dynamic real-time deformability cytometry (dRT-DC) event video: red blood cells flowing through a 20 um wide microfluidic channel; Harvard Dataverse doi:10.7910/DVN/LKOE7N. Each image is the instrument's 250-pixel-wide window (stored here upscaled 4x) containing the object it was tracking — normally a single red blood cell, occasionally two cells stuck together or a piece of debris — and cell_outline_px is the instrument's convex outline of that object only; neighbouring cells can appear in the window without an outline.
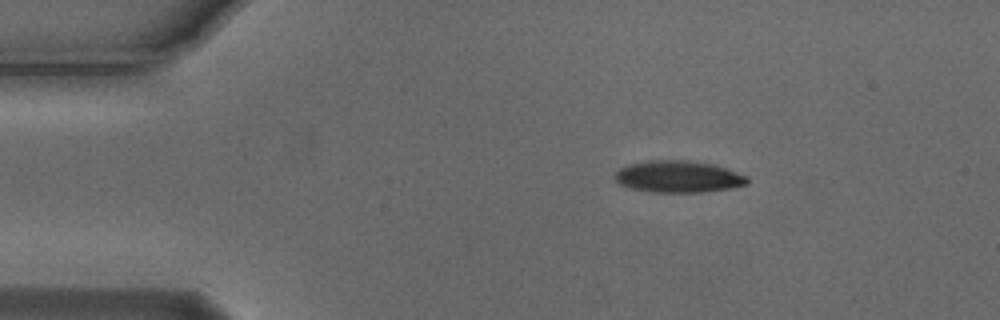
{"species": "Egyptian fruit bat (a non-hibernating species)", "species_latin": "Rousettus aegyptiacus", "temperature_condition": "cold", "stored_images_in_passage": 47, "camera_frame_rate_fps": 3000, "um_per_image_px": 0.085, "animal": {"sex": "male"}, "frame": {"image": 1, "passage_image": 1, "time_ms": 0.0, "image_size_px": [1000, 320], "cell_outline_px": [[748, 184], [732, 188], [704, 192], [656, 192], [632, 188], [620, 184], [616, 180], [616, 172], [620, 168], [628, 164], [652, 160], [684, 160], [712, 164], [748, 176]], "centroid_in_image_um": [57.68, 15.02], "position_along_channel_um": 27.3, "area_um2": 24.28}}
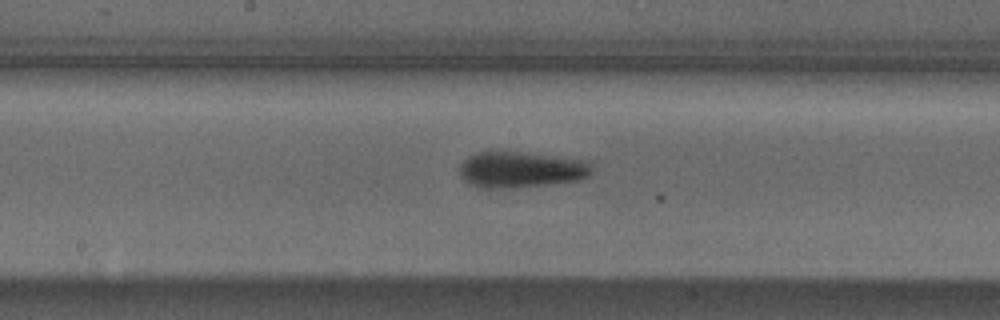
{"frame": {"image": 2, "passage_image": 20, "time_ms": 6.333, "image_size_px": [1000, 320], "cell_outline_px": [[592, 172], [588, 176], [580, 180], [512, 188], [484, 188], [472, 184], [464, 180], [460, 176], [460, 164], [468, 156], [480, 152], [520, 152], [588, 160], [592, 164]], "centroid_in_image_um": [44.31, 14.42], "position_along_channel_um": 203.9, "area_um2": 27.69}}
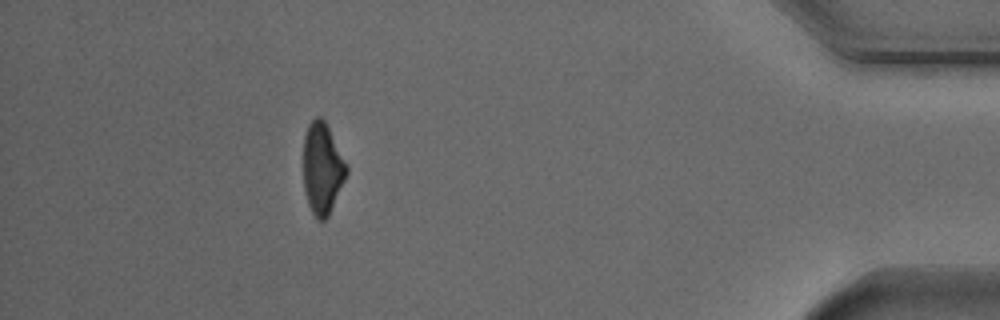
{"frame": {"image": 3, "passage_image": 41, "time_ms": 13.333, "image_size_px": [1000, 320], "cell_outline_px": [[348, 172], [328, 216], [324, 220], [316, 220], [308, 204], [304, 188], [304, 136], [308, 124], [316, 116], [320, 116], [324, 120], [348, 168]], "centroid_in_image_um": [27.38, 14.33], "position_along_channel_um": 407.8, "area_um2": 22.54}, "authors_computed_cell_mechanics": {"area_um2": 25.0852, "velocity_mm_per_s": 3.7228, "shape_relaxation_time_tau1_ms": 2.5406, "shape_relaxation_time_tau2_ms": null, "deformation_change_tau1": 0.1249, "deformation_change_tau2": null}}